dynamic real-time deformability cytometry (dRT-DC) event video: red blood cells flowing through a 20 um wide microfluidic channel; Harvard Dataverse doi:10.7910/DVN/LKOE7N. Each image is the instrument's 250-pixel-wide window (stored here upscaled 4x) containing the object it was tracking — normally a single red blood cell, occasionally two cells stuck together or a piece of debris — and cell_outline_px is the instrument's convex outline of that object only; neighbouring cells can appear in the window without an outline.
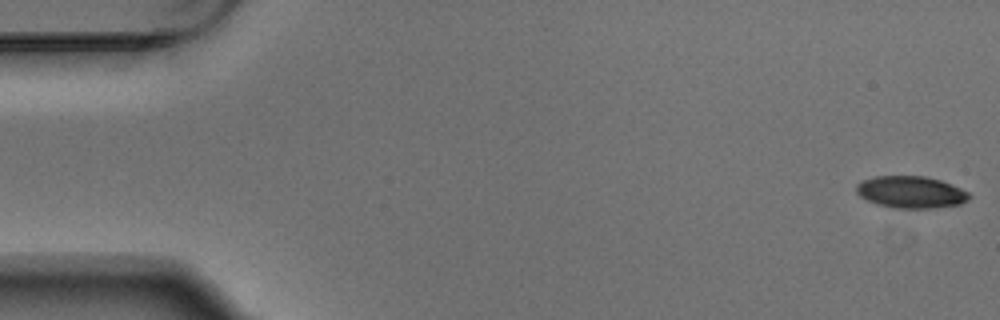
{"species": "Egyptian fruit bat (a non-hibernating species)", "species_latin": "Rousettus aegyptiacus", "temperature_condition": "warm", "stored_images_in_passage": 5, "camera_frame_rate_fps": 3000, "um_per_image_px": 0.085, "animal": {"sex": "male"}, "frame": {"image": 1, "passage_image": 1, "time_ms": 0.0, "image_size_px": [1000, 320], "cell_outline_px": [[972, 196], [968, 200], [960, 204], [932, 208], [892, 208], [876, 204], [860, 196], [856, 192], [856, 184], [864, 180], [876, 176], [924, 176], [940, 180], [960, 188], [968, 192]], "centroid_in_image_um": [77.42, 16.33], "position_along_channel_um": 7.6, "area_um2": 20.98}}
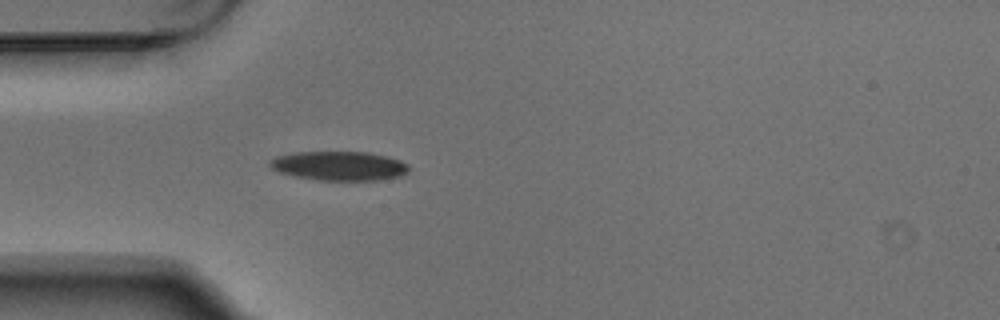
{"frame": {"image": 2, "passage_image": 5, "time_ms": 1.333, "image_size_px": [1000, 320], "cell_outline_px": [[408, 172], [400, 176], [376, 180], [320, 180], [296, 176], [280, 172], [272, 168], [268, 164], [268, 160], [276, 156], [296, 152], [368, 152], [400, 160], [408, 164]], "centroid_in_image_um": [28.81, 14.09], "position_along_channel_um": 56.2, "area_um2": 23.47}}